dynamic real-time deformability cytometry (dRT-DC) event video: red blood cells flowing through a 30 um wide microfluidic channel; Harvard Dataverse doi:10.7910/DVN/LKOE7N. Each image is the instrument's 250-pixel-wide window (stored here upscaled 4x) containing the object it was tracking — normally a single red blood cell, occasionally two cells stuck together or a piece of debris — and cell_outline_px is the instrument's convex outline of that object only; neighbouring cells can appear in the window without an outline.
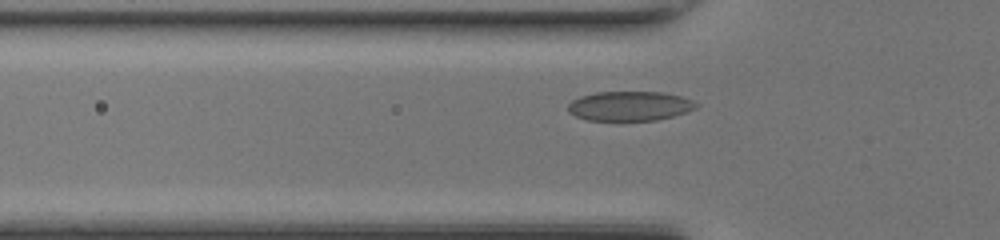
{"species": "common noctule bat (a hibernating species)", "species_latin": "Nyctalus noctula", "temperature_condition": "room temperature", "stored_images_in_passage": 35, "camera_frame_rate_fps": 3000, "um_per_image_px": 0.085, "animal": {"sex": "female", "body_mass_g": 17.0, "forearm_length_mm": 48.0}, "frame": {"image": 1, "passage_image": 9, "time_ms": 2.667, "image_size_px": [1000, 240], "cell_outline_px": [[700, 104], [696, 108], [688, 112], [656, 120], [588, 120], [576, 116], [568, 112], [568, 104], [572, 100], [580, 96], [596, 92], [664, 92], [680, 96], [692, 100]], "centroid_in_image_um": [53.54, 9.0], "position_along_channel_um": 72.3, "area_um2": 22.08}}
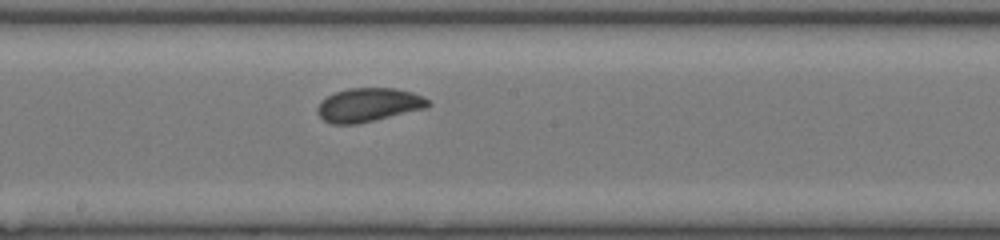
{"frame": {"image": 2, "passage_image": 19, "time_ms": 6.0, "image_size_px": [1000, 240], "cell_outline_px": [[432, 104], [428, 108], [356, 124], [332, 124], [324, 120], [316, 112], [316, 108], [328, 96], [336, 92], [348, 88], [396, 88], [412, 92], [424, 96]], "centroid_in_image_um": [31.37, 8.91], "position_along_channel_um": 216.8, "area_um2": 21.73}}
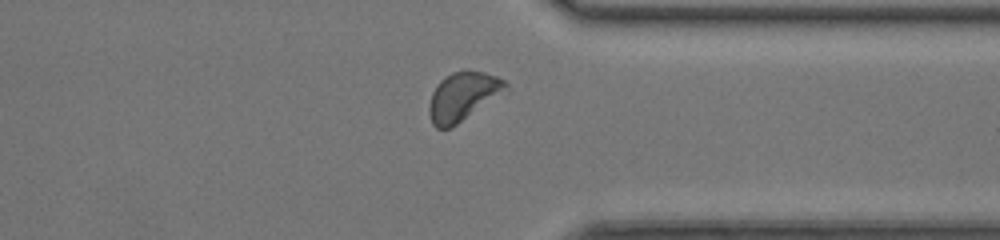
{"frame": {"image": 3, "passage_image": 30, "time_ms": 9.667, "image_size_px": [1000, 240], "cell_outline_px": [[508, 92], [452, 128], [436, 128], [432, 124], [428, 112], [428, 104], [432, 92], [440, 80], [444, 76], [452, 72], [464, 68], [468, 68], [484, 72], [496, 76], [504, 80], [508, 84]], "centroid_in_image_um": [39.38, 8.18], "position_along_channel_um": 372.0, "area_um2": 22.6}}